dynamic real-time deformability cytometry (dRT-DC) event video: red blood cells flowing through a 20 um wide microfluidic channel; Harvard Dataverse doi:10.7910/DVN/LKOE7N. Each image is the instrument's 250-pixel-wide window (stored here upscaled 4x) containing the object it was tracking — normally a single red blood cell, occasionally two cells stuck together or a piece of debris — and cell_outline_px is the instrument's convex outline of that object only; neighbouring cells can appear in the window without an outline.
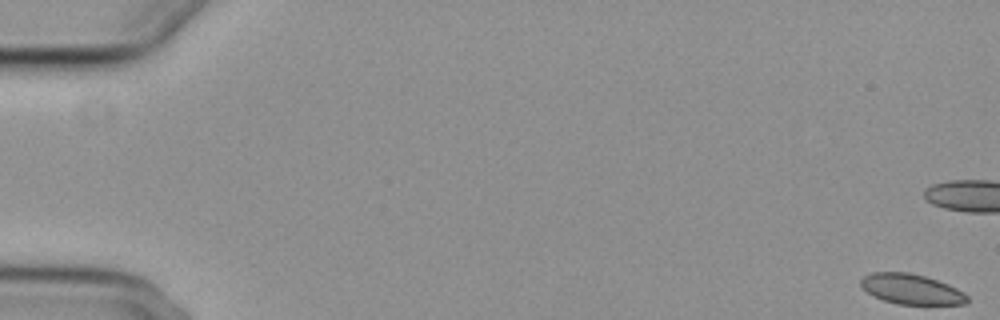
{"species": "common noctule bat (a hibernating species)", "species_latin": "Nyctalus noctula", "temperature_condition": "cold", "stored_images_in_passage": 58, "camera_frame_rate_fps": 3000, "um_per_image_px": 0.085, "animal": {"sex": "female", "body_mass_g": 29.2, "forearm_length_mm": 56.3}, "frame": {"image": 1, "passage_image": 1, "time_ms": 0.0, "image_size_px": [1000, 320], "cell_outline_px": [[968, 304], [896, 304], [872, 296], [860, 284], [860, 280], [864, 276], [872, 272], [908, 272], [924, 276], [948, 284], [964, 292], [968, 296]], "centroid_in_image_um": [77.47, 24.58], "position_along_channel_um": 7.5, "area_um2": 18.67}}
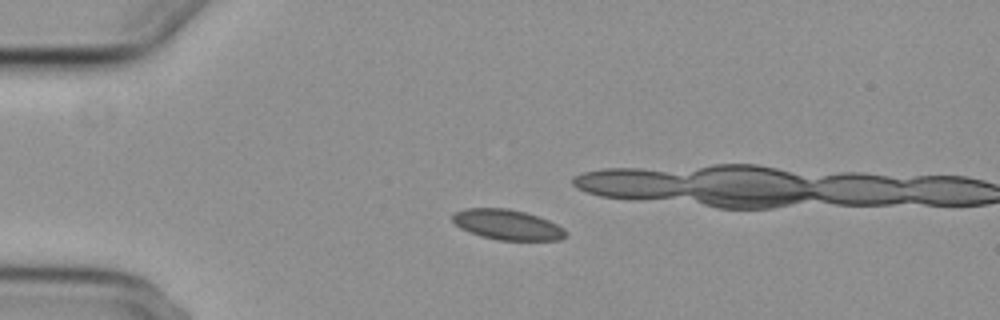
{"frame": {"image": 2, "passage_image": 15, "time_ms": 4.667, "image_size_px": [1000, 320], "cell_outline_px": [[568, 236], [560, 240], [500, 240], [480, 236], [460, 228], [452, 220], [452, 212], [464, 208], [508, 208], [524, 212], [548, 220], [564, 228], [568, 232]], "centroid_in_image_um": [43.12, 19.1], "position_along_channel_um": 41.9, "area_um2": 20.06}}
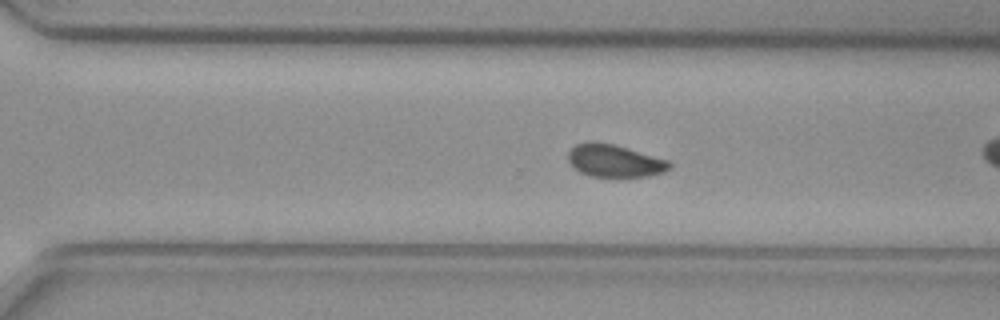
{"frame": {"image": 3, "passage_image": 40, "time_ms": 13.0, "image_size_px": [1000, 320], "cell_outline_px": [[672, 168], [664, 172], [648, 176], [592, 176], [580, 172], [568, 160], [568, 152], [576, 144], [588, 140], [612, 144], [668, 160], [672, 164]], "centroid_in_image_um": [52.24, 13.66], "position_along_channel_um": 318.4, "area_um2": 18.96}}